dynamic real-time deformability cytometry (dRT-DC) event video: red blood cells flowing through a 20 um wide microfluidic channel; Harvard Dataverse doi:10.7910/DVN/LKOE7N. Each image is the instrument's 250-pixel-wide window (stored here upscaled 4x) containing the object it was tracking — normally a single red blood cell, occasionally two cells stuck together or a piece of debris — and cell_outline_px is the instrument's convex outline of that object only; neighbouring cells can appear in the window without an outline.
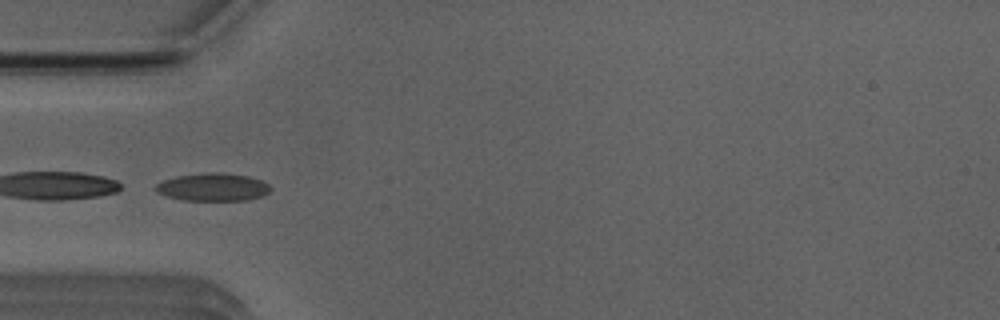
{"species": "Egyptian fruit bat (a non-hibernating species)", "species_latin": "Rousettus aegyptiacus", "temperature_condition": "room temperature", "stored_images_in_passage": 5, "camera_frame_rate_fps": 3000, "um_per_image_px": 0.085, "animal": {"sex": "male"}, "frame": {"image": 1, "passage_image": 1, "time_ms": 0.0, "image_size_px": [1000, 320], "cell_outline_px": [[272, 188], [264, 196], [248, 200], [184, 200], [164, 196], [156, 192], [152, 188], [156, 184], [164, 180], [176, 176], [212, 172], [216, 172], [248, 176], [260, 180], [268, 184]], "centroid_in_image_um": [18.07, 15.91], "position_along_channel_um": 66.9, "area_um2": 18.67}}